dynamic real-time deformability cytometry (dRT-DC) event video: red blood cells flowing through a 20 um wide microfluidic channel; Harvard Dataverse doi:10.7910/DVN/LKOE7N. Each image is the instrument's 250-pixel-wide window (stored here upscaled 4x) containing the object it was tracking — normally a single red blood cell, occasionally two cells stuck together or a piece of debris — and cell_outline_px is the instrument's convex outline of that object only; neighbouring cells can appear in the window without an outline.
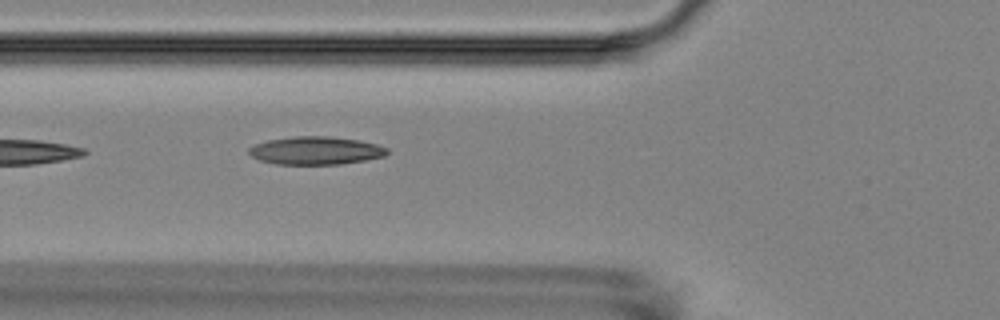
{"species": "Egyptian fruit bat (a non-hibernating species)", "species_latin": "Rousettus aegyptiacus", "temperature_condition": "room temperature", "stored_images_in_passage": 6, "camera_frame_rate_fps": 3000, "um_per_image_px": 0.085, "animal": {"sex": "female"}, "frame": {"image": 1, "passage_image": 6, "time_ms": 5.667, "image_size_px": [1000, 320], "cell_outline_px": [[388, 152], [384, 156], [364, 160], [340, 164], [276, 164], [260, 160], [252, 156], [248, 152], [248, 148], [256, 144], [268, 140], [292, 136], [328, 136], [360, 140], [376, 144], [388, 148]], "centroid_in_image_um": [26.83, 12.79], "position_along_channel_um": 99.0, "area_um2": 22.48}}